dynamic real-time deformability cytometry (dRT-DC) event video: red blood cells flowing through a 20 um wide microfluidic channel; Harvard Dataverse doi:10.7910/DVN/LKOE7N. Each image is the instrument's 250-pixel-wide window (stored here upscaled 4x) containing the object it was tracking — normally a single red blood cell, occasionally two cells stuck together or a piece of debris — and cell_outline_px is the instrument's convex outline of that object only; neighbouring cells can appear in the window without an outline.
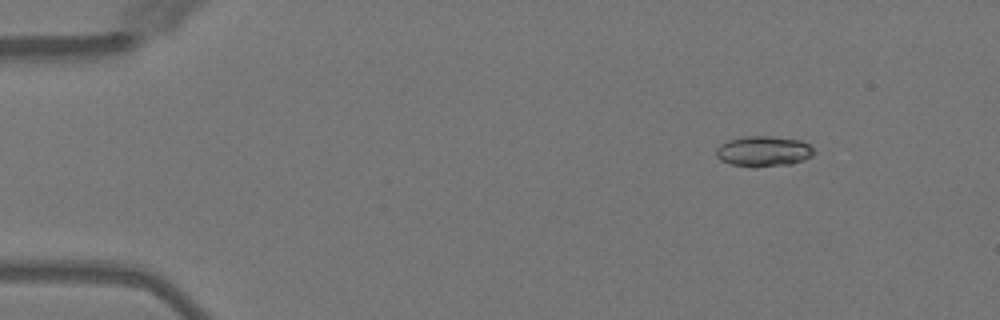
{"species": "Egyptian fruit bat (a non-hibernating species)", "species_latin": "Rousettus aegyptiacus", "temperature_condition": "warm", "stored_images_in_passage": 5, "camera_frame_rate_fps": 3000, "um_per_image_px": 0.085, "animal": {"sex": "female"}, "frame": {"image": 1, "passage_image": 5, "time_ms": 5.333, "image_size_px": [1000, 320], "cell_outline_px": [[812, 156], [804, 160], [792, 164], [756, 168], [752, 168], [732, 164], [720, 160], [716, 156], [716, 148], [720, 144], [728, 140], [744, 136], [772, 136], [800, 140], [808, 144], [812, 148]], "centroid_in_image_um": [64.87, 12.87], "position_along_channel_um": 20.1, "area_um2": 17.57}}